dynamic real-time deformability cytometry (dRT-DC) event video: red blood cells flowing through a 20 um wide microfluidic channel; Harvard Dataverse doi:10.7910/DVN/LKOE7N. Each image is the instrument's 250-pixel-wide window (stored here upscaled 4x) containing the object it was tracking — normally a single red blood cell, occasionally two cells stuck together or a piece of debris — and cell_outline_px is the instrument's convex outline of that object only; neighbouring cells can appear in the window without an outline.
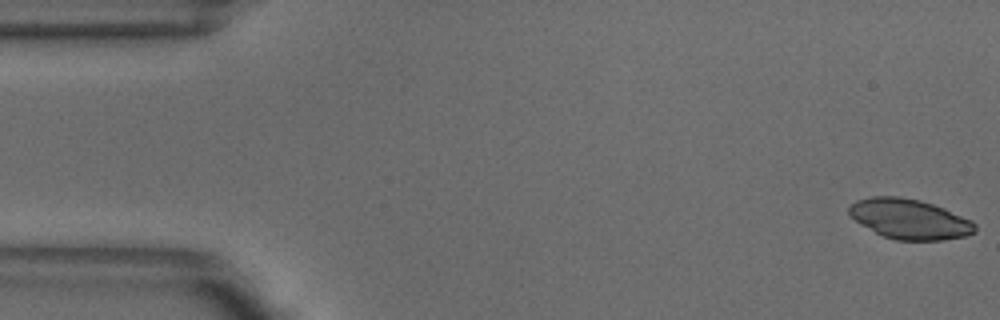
{"species": "common noctule bat (a hibernating species)", "species_latin": "Nyctalus noctula", "temperature_condition": "warm", "stored_images_in_passage": 11, "camera_frame_rate_fps": 3000, "um_per_image_px": 0.085, "animal": {"sex": "male", "body_mass_g": 18.8}, "frame": {"image": 1, "passage_image": 1, "time_ms": 0.0, "image_size_px": [1000, 320], "cell_outline_px": [[976, 232], [964, 236], [944, 240], [896, 240], [884, 236], [876, 232], [856, 220], [848, 212], [848, 208], [856, 200], [872, 196], [900, 196], [920, 200], [944, 208], [972, 220], [976, 224]], "centroid_in_image_um": [77.35, 18.61], "position_along_channel_um": 7.7, "area_um2": 29.19}}